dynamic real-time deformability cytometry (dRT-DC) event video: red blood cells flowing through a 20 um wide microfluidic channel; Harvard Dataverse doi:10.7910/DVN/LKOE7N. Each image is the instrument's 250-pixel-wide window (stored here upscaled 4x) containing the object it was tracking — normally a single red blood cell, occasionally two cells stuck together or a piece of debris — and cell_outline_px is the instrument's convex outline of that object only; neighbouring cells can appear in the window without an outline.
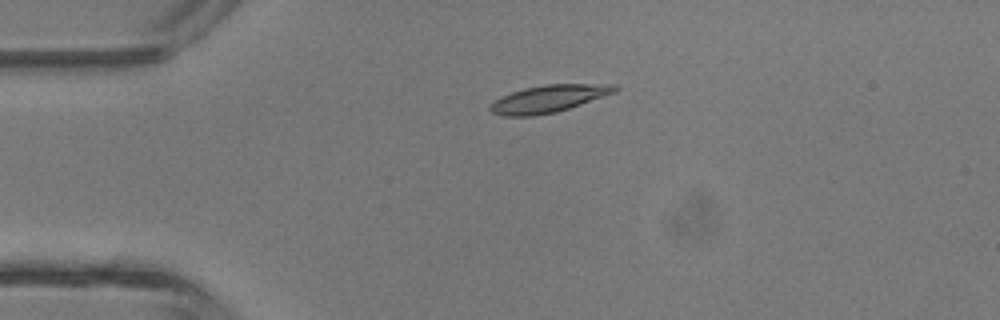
{"species": "common noctule bat (a hibernating species)", "species_latin": "Nyctalus noctula", "temperature_condition": "room temperature", "stored_images_in_passage": 4, "camera_frame_rate_fps": 3000, "um_per_image_px": 0.085, "animal": {"sex": "male", "body_mass_g": 13.3}, "frame": {"image": 1, "passage_image": 3, "time_ms": 2.333, "image_size_px": [1000, 320], "cell_outline_px": [[620, 88], [616, 92], [556, 112], [532, 116], [504, 116], [492, 112], [488, 108], [488, 104], [500, 96], [524, 88], [544, 84], [616, 84]], "centroid_in_image_um": [46.6, 8.38], "position_along_channel_um": 38.4, "area_um2": 19.88}}